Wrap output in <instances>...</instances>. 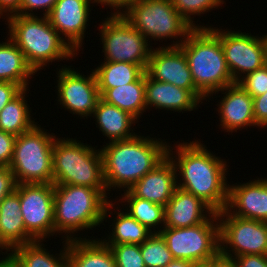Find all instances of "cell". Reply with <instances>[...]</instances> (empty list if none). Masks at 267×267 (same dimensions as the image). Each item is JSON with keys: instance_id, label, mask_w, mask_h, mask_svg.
<instances>
[{"instance_id": "1", "label": "cell", "mask_w": 267, "mask_h": 267, "mask_svg": "<svg viewBox=\"0 0 267 267\" xmlns=\"http://www.w3.org/2000/svg\"><path fill=\"white\" fill-rule=\"evenodd\" d=\"M175 147L177 156H173V147L169 143L167 155L175 165L177 176L179 175L177 179L182 177L177 187L203 200L214 212L223 211L227 205L229 190L226 181L229 169L227 162L216 157L197 140L190 143L183 141Z\"/></svg>"}, {"instance_id": "2", "label": "cell", "mask_w": 267, "mask_h": 267, "mask_svg": "<svg viewBox=\"0 0 267 267\" xmlns=\"http://www.w3.org/2000/svg\"><path fill=\"white\" fill-rule=\"evenodd\" d=\"M163 141L137 134L131 139L103 145L100 152L107 192L111 187L129 190L152 171L167 156L168 143Z\"/></svg>"}, {"instance_id": "3", "label": "cell", "mask_w": 267, "mask_h": 267, "mask_svg": "<svg viewBox=\"0 0 267 267\" xmlns=\"http://www.w3.org/2000/svg\"><path fill=\"white\" fill-rule=\"evenodd\" d=\"M106 191L81 185H54V234L64 233L66 241L86 239L75 237L74 233L100 226L108 213L113 215L109 211L114 204Z\"/></svg>"}, {"instance_id": "4", "label": "cell", "mask_w": 267, "mask_h": 267, "mask_svg": "<svg viewBox=\"0 0 267 267\" xmlns=\"http://www.w3.org/2000/svg\"><path fill=\"white\" fill-rule=\"evenodd\" d=\"M9 38L22 51L27 64L36 73L50 62L70 60L75 52L50 24L47 16L7 17Z\"/></svg>"}, {"instance_id": "5", "label": "cell", "mask_w": 267, "mask_h": 267, "mask_svg": "<svg viewBox=\"0 0 267 267\" xmlns=\"http://www.w3.org/2000/svg\"><path fill=\"white\" fill-rule=\"evenodd\" d=\"M197 90L205 97L234 84L220 39L209 28H194L179 46Z\"/></svg>"}, {"instance_id": "6", "label": "cell", "mask_w": 267, "mask_h": 267, "mask_svg": "<svg viewBox=\"0 0 267 267\" xmlns=\"http://www.w3.org/2000/svg\"><path fill=\"white\" fill-rule=\"evenodd\" d=\"M53 184L107 189L100 150L73 138H57L53 146Z\"/></svg>"}, {"instance_id": "7", "label": "cell", "mask_w": 267, "mask_h": 267, "mask_svg": "<svg viewBox=\"0 0 267 267\" xmlns=\"http://www.w3.org/2000/svg\"><path fill=\"white\" fill-rule=\"evenodd\" d=\"M54 135L36 124L16 137L9 167L17 184H53Z\"/></svg>"}, {"instance_id": "8", "label": "cell", "mask_w": 267, "mask_h": 267, "mask_svg": "<svg viewBox=\"0 0 267 267\" xmlns=\"http://www.w3.org/2000/svg\"><path fill=\"white\" fill-rule=\"evenodd\" d=\"M122 15L148 42L149 38L156 41L174 38L178 42L169 46H180L194 29L174 8L171 0H133Z\"/></svg>"}, {"instance_id": "9", "label": "cell", "mask_w": 267, "mask_h": 267, "mask_svg": "<svg viewBox=\"0 0 267 267\" xmlns=\"http://www.w3.org/2000/svg\"><path fill=\"white\" fill-rule=\"evenodd\" d=\"M159 233L174 259L197 263L220 255L219 219L216 212L201 224L182 228L164 227Z\"/></svg>"}, {"instance_id": "10", "label": "cell", "mask_w": 267, "mask_h": 267, "mask_svg": "<svg viewBox=\"0 0 267 267\" xmlns=\"http://www.w3.org/2000/svg\"><path fill=\"white\" fill-rule=\"evenodd\" d=\"M109 16L99 25L104 60L138 64L146 71L152 50L148 40L123 15Z\"/></svg>"}, {"instance_id": "11", "label": "cell", "mask_w": 267, "mask_h": 267, "mask_svg": "<svg viewBox=\"0 0 267 267\" xmlns=\"http://www.w3.org/2000/svg\"><path fill=\"white\" fill-rule=\"evenodd\" d=\"M217 216L220 255L225 260L248 254L267 255V222L236 217L226 209Z\"/></svg>"}, {"instance_id": "12", "label": "cell", "mask_w": 267, "mask_h": 267, "mask_svg": "<svg viewBox=\"0 0 267 267\" xmlns=\"http://www.w3.org/2000/svg\"><path fill=\"white\" fill-rule=\"evenodd\" d=\"M207 28L220 39L224 57L235 83L240 80L242 74L244 77L267 64V51L263 35L259 37L241 31H225L216 29V27L214 29L211 26Z\"/></svg>"}, {"instance_id": "13", "label": "cell", "mask_w": 267, "mask_h": 267, "mask_svg": "<svg viewBox=\"0 0 267 267\" xmlns=\"http://www.w3.org/2000/svg\"><path fill=\"white\" fill-rule=\"evenodd\" d=\"M21 213L26 231L44 241L54 235V184H17Z\"/></svg>"}, {"instance_id": "14", "label": "cell", "mask_w": 267, "mask_h": 267, "mask_svg": "<svg viewBox=\"0 0 267 267\" xmlns=\"http://www.w3.org/2000/svg\"><path fill=\"white\" fill-rule=\"evenodd\" d=\"M57 75L58 104L81 118L92 116L101 98L94 71L85 77L71 66H62Z\"/></svg>"}, {"instance_id": "15", "label": "cell", "mask_w": 267, "mask_h": 267, "mask_svg": "<svg viewBox=\"0 0 267 267\" xmlns=\"http://www.w3.org/2000/svg\"><path fill=\"white\" fill-rule=\"evenodd\" d=\"M152 79L189 90L201 103L206 99L195 87L186 56L179 46L151 50L145 71Z\"/></svg>"}, {"instance_id": "16", "label": "cell", "mask_w": 267, "mask_h": 267, "mask_svg": "<svg viewBox=\"0 0 267 267\" xmlns=\"http://www.w3.org/2000/svg\"><path fill=\"white\" fill-rule=\"evenodd\" d=\"M91 3L92 0H57L47 15L50 24L76 55L83 46Z\"/></svg>"}, {"instance_id": "17", "label": "cell", "mask_w": 267, "mask_h": 267, "mask_svg": "<svg viewBox=\"0 0 267 267\" xmlns=\"http://www.w3.org/2000/svg\"><path fill=\"white\" fill-rule=\"evenodd\" d=\"M225 209L236 217L267 222V178L229 185Z\"/></svg>"}, {"instance_id": "18", "label": "cell", "mask_w": 267, "mask_h": 267, "mask_svg": "<svg viewBox=\"0 0 267 267\" xmlns=\"http://www.w3.org/2000/svg\"><path fill=\"white\" fill-rule=\"evenodd\" d=\"M175 165L167 155L152 171L139 179L129 191L140 199L166 206L178 181Z\"/></svg>"}, {"instance_id": "19", "label": "cell", "mask_w": 267, "mask_h": 267, "mask_svg": "<svg viewBox=\"0 0 267 267\" xmlns=\"http://www.w3.org/2000/svg\"><path fill=\"white\" fill-rule=\"evenodd\" d=\"M225 94L219 100L220 126L226 132H234L240 128L256 126L253 112V97L237 83L219 90Z\"/></svg>"}, {"instance_id": "20", "label": "cell", "mask_w": 267, "mask_h": 267, "mask_svg": "<svg viewBox=\"0 0 267 267\" xmlns=\"http://www.w3.org/2000/svg\"><path fill=\"white\" fill-rule=\"evenodd\" d=\"M214 213L203 200L177 187L164 207V227H191L205 222Z\"/></svg>"}, {"instance_id": "21", "label": "cell", "mask_w": 267, "mask_h": 267, "mask_svg": "<svg viewBox=\"0 0 267 267\" xmlns=\"http://www.w3.org/2000/svg\"><path fill=\"white\" fill-rule=\"evenodd\" d=\"M145 103L146 110L155 107L183 113L198 109L200 101L189 90L152 79L145 72Z\"/></svg>"}, {"instance_id": "22", "label": "cell", "mask_w": 267, "mask_h": 267, "mask_svg": "<svg viewBox=\"0 0 267 267\" xmlns=\"http://www.w3.org/2000/svg\"><path fill=\"white\" fill-rule=\"evenodd\" d=\"M0 235L12 250L17 246L35 241L26 231L19 193L16 190L0 202Z\"/></svg>"}, {"instance_id": "23", "label": "cell", "mask_w": 267, "mask_h": 267, "mask_svg": "<svg viewBox=\"0 0 267 267\" xmlns=\"http://www.w3.org/2000/svg\"><path fill=\"white\" fill-rule=\"evenodd\" d=\"M93 116L96 118L99 131L101 130L103 135L110 140L109 142L127 140L137 135L135 132L133 133L131 127L138 120L127 111L121 110L101 98L97 102Z\"/></svg>"}, {"instance_id": "24", "label": "cell", "mask_w": 267, "mask_h": 267, "mask_svg": "<svg viewBox=\"0 0 267 267\" xmlns=\"http://www.w3.org/2000/svg\"><path fill=\"white\" fill-rule=\"evenodd\" d=\"M68 267H116L109 246L98 239L67 241Z\"/></svg>"}, {"instance_id": "25", "label": "cell", "mask_w": 267, "mask_h": 267, "mask_svg": "<svg viewBox=\"0 0 267 267\" xmlns=\"http://www.w3.org/2000/svg\"><path fill=\"white\" fill-rule=\"evenodd\" d=\"M41 240H35L12 250V263L15 267H68L67 241L58 256L43 248Z\"/></svg>"}, {"instance_id": "26", "label": "cell", "mask_w": 267, "mask_h": 267, "mask_svg": "<svg viewBox=\"0 0 267 267\" xmlns=\"http://www.w3.org/2000/svg\"><path fill=\"white\" fill-rule=\"evenodd\" d=\"M34 74L22 51L9 37L0 43V82L16 83L25 89Z\"/></svg>"}, {"instance_id": "27", "label": "cell", "mask_w": 267, "mask_h": 267, "mask_svg": "<svg viewBox=\"0 0 267 267\" xmlns=\"http://www.w3.org/2000/svg\"><path fill=\"white\" fill-rule=\"evenodd\" d=\"M100 97L139 120L141 114L146 112L145 73L135 82L107 89Z\"/></svg>"}, {"instance_id": "28", "label": "cell", "mask_w": 267, "mask_h": 267, "mask_svg": "<svg viewBox=\"0 0 267 267\" xmlns=\"http://www.w3.org/2000/svg\"><path fill=\"white\" fill-rule=\"evenodd\" d=\"M100 96L107 90L137 81L145 70L138 64L104 61L93 69Z\"/></svg>"}, {"instance_id": "29", "label": "cell", "mask_w": 267, "mask_h": 267, "mask_svg": "<svg viewBox=\"0 0 267 267\" xmlns=\"http://www.w3.org/2000/svg\"><path fill=\"white\" fill-rule=\"evenodd\" d=\"M27 90L29 89H23L0 111V130L18 136L38 124L30 116L31 108L25 99Z\"/></svg>"}, {"instance_id": "30", "label": "cell", "mask_w": 267, "mask_h": 267, "mask_svg": "<svg viewBox=\"0 0 267 267\" xmlns=\"http://www.w3.org/2000/svg\"><path fill=\"white\" fill-rule=\"evenodd\" d=\"M116 218L113 219L112 232L105 239H101L104 244H137L141 245L152 232L131 217L126 211L117 209ZM107 239V240H106Z\"/></svg>"}, {"instance_id": "31", "label": "cell", "mask_w": 267, "mask_h": 267, "mask_svg": "<svg viewBox=\"0 0 267 267\" xmlns=\"http://www.w3.org/2000/svg\"><path fill=\"white\" fill-rule=\"evenodd\" d=\"M120 200L123 201L122 203L125 202V206L127 202L129 209H125L126 212L152 233H159L161 226L162 229L164 228V206L135 197L129 190H124V195ZM159 226L160 228L158 229Z\"/></svg>"}, {"instance_id": "32", "label": "cell", "mask_w": 267, "mask_h": 267, "mask_svg": "<svg viewBox=\"0 0 267 267\" xmlns=\"http://www.w3.org/2000/svg\"><path fill=\"white\" fill-rule=\"evenodd\" d=\"M140 251L146 267H165L174 260L160 233H152L140 245Z\"/></svg>"}, {"instance_id": "33", "label": "cell", "mask_w": 267, "mask_h": 267, "mask_svg": "<svg viewBox=\"0 0 267 267\" xmlns=\"http://www.w3.org/2000/svg\"><path fill=\"white\" fill-rule=\"evenodd\" d=\"M174 8L179 14L193 27V28H207L205 26H199L194 23V17L191 15L205 14L213 10V8L219 7L224 4L223 0H171Z\"/></svg>"}, {"instance_id": "34", "label": "cell", "mask_w": 267, "mask_h": 267, "mask_svg": "<svg viewBox=\"0 0 267 267\" xmlns=\"http://www.w3.org/2000/svg\"><path fill=\"white\" fill-rule=\"evenodd\" d=\"M112 251L116 267H146L140 245L137 244H105Z\"/></svg>"}, {"instance_id": "35", "label": "cell", "mask_w": 267, "mask_h": 267, "mask_svg": "<svg viewBox=\"0 0 267 267\" xmlns=\"http://www.w3.org/2000/svg\"><path fill=\"white\" fill-rule=\"evenodd\" d=\"M237 84L251 97L263 95L267 92V64L241 77Z\"/></svg>"}, {"instance_id": "36", "label": "cell", "mask_w": 267, "mask_h": 267, "mask_svg": "<svg viewBox=\"0 0 267 267\" xmlns=\"http://www.w3.org/2000/svg\"><path fill=\"white\" fill-rule=\"evenodd\" d=\"M56 2L57 0H21L20 10L16 14L23 16H35L33 10L36 9L37 11V9L41 10L43 8L42 10L44 13L42 14L47 16Z\"/></svg>"}, {"instance_id": "37", "label": "cell", "mask_w": 267, "mask_h": 267, "mask_svg": "<svg viewBox=\"0 0 267 267\" xmlns=\"http://www.w3.org/2000/svg\"><path fill=\"white\" fill-rule=\"evenodd\" d=\"M16 135L0 130V166H9L13 157Z\"/></svg>"}, {"instance_id": "38", "label": "cell", "mask_w": 267, "mask_h": 267, "mask_svg": "<svg viewBox=\"0 0 267 267\" xmlns=\"http://www.w3.org/2000/svg\"><path fill=\"white\" fill-rule=\"evenodd\" d=\"M253 112L256 127H267V92L253 97Z\"/></svg>"}, {"instance_id": "39", "label": "cell", "mask_w": 267, "mask_h": 267, "mask_svg": "<svg viewBox=\"0 0 267 267\" xmlns=\"http://www.w3.org/2000/svg\"><path fill=\"white\" fill-rule=\"evenodd\" d=\"M14 174L9 166H0V202L16 188Z\"/></svg>"}, {"instance_id": "40", "label": "cell", "mask_w": 267, "mask_h": 267, "mask_svg": "<svg viewBox=\"0 0 267 267\" xmlns=\"http://www.w3.org/2000/svg\"><path fill=\"white\" fill-rule=\"evenodd\" d=\"M235 267H267V255L248 254L230 260Z\"/></svg>"}, {"instance_id": "41", "label": "cell", "mask_w": 267, "mask_h": 267, "mask_svg": "<svg viewBox=\"0 0 267 267\" xmlns=\"http://www.w3.org/2000/svg\"><path fill=\"white\" fill-rule=\"evenodd\" d=\"M23 88L12 82H0V111L15 98Z\"/></svg>"}, {"instance_id": "42", "label": "cell", "mask_w": 267, "mask_h": 267, "mask_svg": "<svg viewBox=\"0 0 267 267\" xmlns=\"http://www.w3.org/2000/svg\"><path fill=\"white\" fill-rule=\"evenodd\" d=\"M92 1L93 3L109 6L115 9L116 11L111 13V15H122L127 10V8L129 7V5L133 0H92ZM120 9H123L122 12Z\"/></svg>"}, {"instance_id": "43", "label": "cell", "mask_w": 267, "mask_h": 267, "mask_svg": "<svg viewBox=\"0 0 267 267\" xmlns=\"http://www.w3.org/2000/svg\"><path fill=\"white\" fill-rule=\"evenodd\" d=\"M20 5L21 0H0V10L6 13V18L16 14L20 10Z\"/></svg>"}, {"instance_id": "44", "label": "cell", "mask_w": 267, "mask_h": 267, "mask_svg": "<svg viewBox=\"0 0 267 267\" xmlns=\"http://www.w3.org/2000/svg\"><path fill=\"white\" fill-rule=\"evenodd\" d=\"M193 264L194 263L189 260L174 259L165 267H193Z\"/></svg>"}, {"instance_id": "45", "label": "cell", "mask_w": 267, "mask_h": 267, "mask_svg": "<svg viewBox=\"0 0 267 267\" xmlns=\"http://www.w3.org/2000/svg\"><path fill=\"white\" fill-rule=\"evenodd\" d=\"M193 267H218V256L208 261L194 263Z\"/></svg>"}, {"instance_id": "46", "label": "cell", "mask_w": 267, "mask_h": 267, "mask_svg": "<svg viewBox=\"0 0 267 267\" xmlns=\"http://www.w3.org/2000/svg\"><path fill=\"white\" fill-rule=\"evenodd\" d=\"M218 267H235L229 260H225L221 255L218 256Z\"/></svg>"}, {"instance_id": "47", "label": "cell", "mask_w": 267, "mask_h": 267, "mask_svg": "<svg viewBox=\"0 0 267 267\" xmlns=\"http://www.w3.org/2000/svg\"><path fill=\"white\" fill-rule=\"evenodd\" d=\"M13 265L11 255H5V258L0 260V267H11Z\"/></svg>"}, {"instance_id": "48", "label": "cell", "mask_w": 267, "mask_h": 267, "mask_svg": "<svg viewBox=\"0 0 267 267\" xmlns=\"http://www.w3.org/2000/svg\"><path fill=\"white\" fill-rule=\"evenodd\" d=\"M0 248L3 250V249H6L7 250V254L8 252H10L9 254L12 255V249L3 241L1 235H0Z\"/></svg>"}, {"instance_id": "49", "label": "cell", "mask_w": 267, "mask_h": 267, "mask_svg": "<svg viewBox=\"0 0 267 267\" xmlns=\"http://www.w3.org/2000/svg\"><path fill=\"white\" fill-rule=\"evenodd\" d=\"M263 37H264V41H265V44H266V51H267V34L265 36L263 35Z\"/></svg>"}]
</instances>
